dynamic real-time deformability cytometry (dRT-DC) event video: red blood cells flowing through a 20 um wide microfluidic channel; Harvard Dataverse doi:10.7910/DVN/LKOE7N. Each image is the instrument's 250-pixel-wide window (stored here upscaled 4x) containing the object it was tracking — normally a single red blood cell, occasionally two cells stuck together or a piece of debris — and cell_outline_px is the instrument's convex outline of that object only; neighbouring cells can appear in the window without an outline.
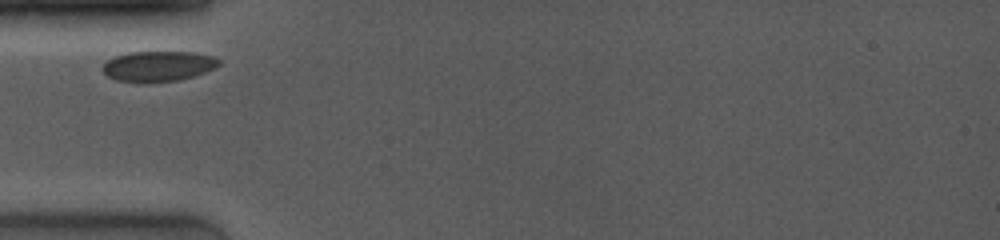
{"species": "common noctule bat (a hibernating species)", "species_latin": "Nyctalus noctula", "temperature_condition": "room temperature", "stored_images_in_passage": 5, "camera_frame_rate_fps": 4000, "um_per_image_px": 0.085, "animal": {"sex": "female", "body_mass_g": 19.0, "forearm_length_mm": 53.3}, "frame": {"image": 1, "passage_image": 1, "time_ms": 0.0, "image_size_px": [1000, 240], "cell_outline_px": [[220, 64], [204, 72], [192, 76], [176, 80], [116, 80], [108, 76], [100, 68], [104, 60], [112, 56], [128, 52], [196, 52], [212, 56], [220, 60]], "centroid_in_image_um": [13.39, 5.57], "position_along_channel_um": 71.6, "area_um2": 20.06}}
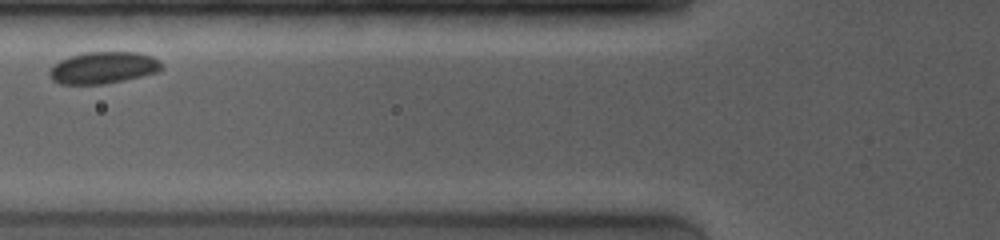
{"frame": {"image": 2, "passage_image": 3, "time_ms": 1.25, "image_size_px": [1000, 240], "cell_outline_px": [[164, 68], [160, 72], [124, 80], [104, 84], [60, 84], [52, 80], [48, 76], [48, 72], [52, 64], [68, 56], [84, 52], [140, 52], [152, 56], [160, 60], [164, 64]], "centroid_in_image_um": [8.79, 5.75], "position_along_channel_um": 117.0, "area_um2": 21.33}}